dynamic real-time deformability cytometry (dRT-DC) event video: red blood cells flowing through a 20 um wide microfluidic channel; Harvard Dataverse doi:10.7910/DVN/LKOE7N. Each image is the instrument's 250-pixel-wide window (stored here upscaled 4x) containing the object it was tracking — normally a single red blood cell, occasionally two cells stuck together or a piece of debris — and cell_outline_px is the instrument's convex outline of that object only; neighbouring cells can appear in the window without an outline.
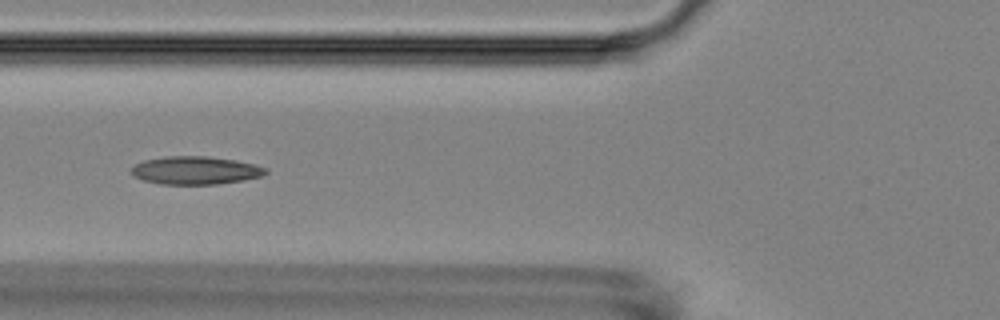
{"species": "Egyptian fruit bat (a non-hibernating species)", "species_latin": "Rousettus aegyptiacus", "temperature_condition": "room temperature", "stored_images_in_passage": 10, "camera_frame_rate_fps": 3000, "um_per_image_px": 0.085, "animal": {"sex": "female"}, "frame": {"image": 1, "passage_image": 5, "time_ms": 5.333, "image_size_px": [1000, 320], "cell_outline_px": [[268, 172], [260, 176], [240, 180], [216, 184], [160, 184], [144, 180], [132, 176], [132, 168], [136, 164], [144, 160], [164, 156], [208, 156], [236, 160], [256, 164], [268, 168]], "centroid_in_image_um": [16.61, 14.47], "position_along_channel_um": 109.2, "area_um2": 21.91}}
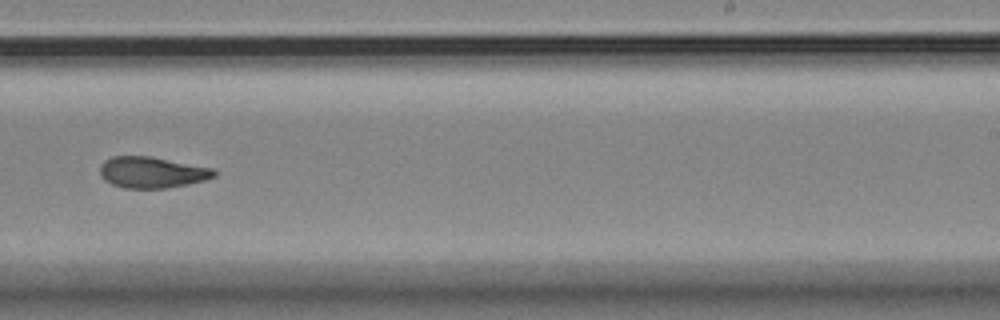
{"frame": {"image": 2, "passage_image": 9, "time_ms": 10.0, "image_size_px": [1000, 320], "cell_outline_px": [[216, 176], [204, 180], [188, 184], [168, 188], [124, 188], [112, 184], [104, 180], [100, 176], [100, 164], [104, 160], [112, 156], [148, 156], [216, 168]], "centroid_in_image_um": [12.92, 14.65], "position_along_channel_um": 276.1, "area_um2": 20.92}}
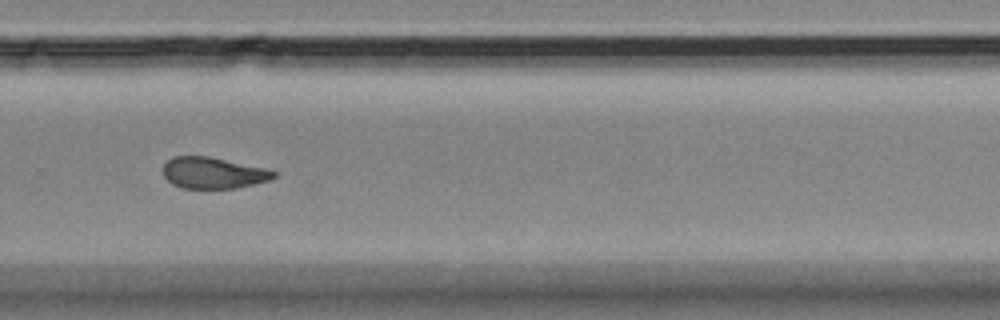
{"frame": {"image": 3, "passage_image": 10, "time_ms": 11.0, "image_size_px": [1000, 320], "cell_outline_px": [[276, 176], [268, 180], [236, 188], [184, 188], [172, 184], [164, 176], [164, 164], [172, 156], [208, 156], [264, 168], [276, 172]], "centroid_in_image_um": [18.09, 14.69], "position_along_channel_um": 311.7, "area_um2": 19.88}}